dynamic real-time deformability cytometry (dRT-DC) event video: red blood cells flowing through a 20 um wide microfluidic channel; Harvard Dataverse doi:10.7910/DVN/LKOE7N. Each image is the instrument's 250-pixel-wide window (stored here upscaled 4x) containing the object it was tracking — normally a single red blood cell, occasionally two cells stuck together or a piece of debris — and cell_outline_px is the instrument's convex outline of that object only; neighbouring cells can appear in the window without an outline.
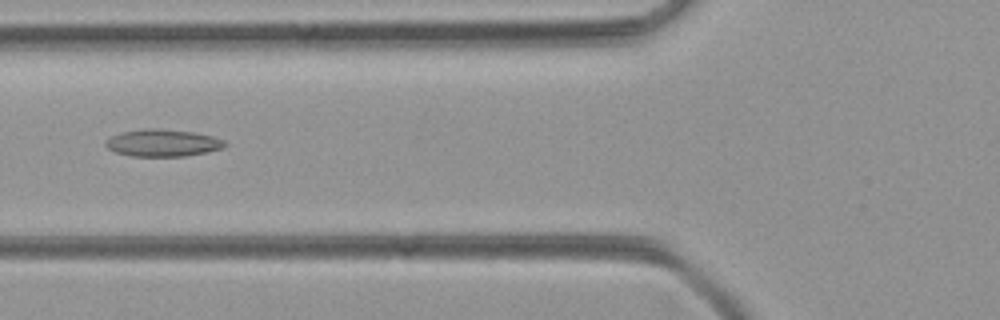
{"species": "common noctule bat (a hibernating species)", "species_latin": "Nyctalus noctula", "temperature_condition": "room temperature", "stored_images_in_passage": 33, "camera_frame_rate_fps": 3000, "um_per_image_px": 0.085, "animal": {"sex": "female", "body_mass_g": 21.9}, "frame": {"image": 1, "passage_image": 5, "time_ms": 1.333, "image_size_px": [1000, 320], "cell_outline_px": [[228, 144], [220, 148], [204, 152], [184, 156], [132, 156], [116, 152], [108, 148], [104, 144], [104, 140], [112, 136], [124, 132], [144, 128], [160, 128], [196, 132], [212, 136], [224, 140]], "centroid_in_image_um": [13.81, 12.13], "position_along_channel_um": 112.0, "area_um2": 18.79}}
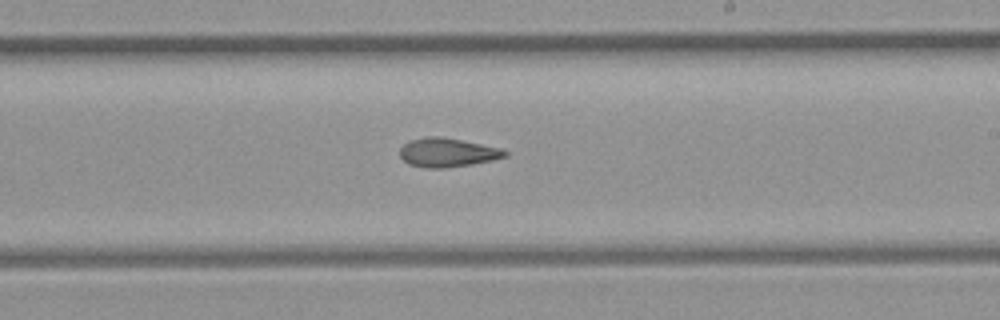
{"frame": {"image": 2, "passage_image": 15, "time_ms": 4.667, "image_size_px": [1000, 320], "cell_outline_px": [[508, 156], [492, 160], [472, 164], [444, 168], [428, 168], [408, 164], [400, 156], [400, 148], [404, 144], [412, 140], [428, 136], [440, 136], [500, 148], [508, 152]], "centroid_in_image_um": [38.03, 12.97], "position_along_channel_um": 251.0, "area_um2": 17.51}}
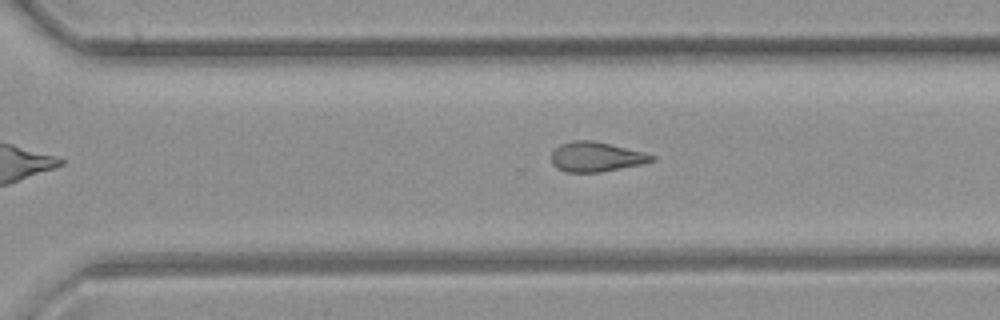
{"frame": {"image": 3, "passage_image": 20, "time_ms": 6.333, "image_size_px": [1000, 320], "cell_outline_px": [[656, 160], [640, 164], [600, 172], [564, 172], [556, 168], [552, 164], [552, 152], [560, 144], [572, 140], [592, 140], [656, 156]], "centroid_in_image_um": [50.61, 13.34], "position_along_channel_um": 320.0, "area_um2": 17.11}}